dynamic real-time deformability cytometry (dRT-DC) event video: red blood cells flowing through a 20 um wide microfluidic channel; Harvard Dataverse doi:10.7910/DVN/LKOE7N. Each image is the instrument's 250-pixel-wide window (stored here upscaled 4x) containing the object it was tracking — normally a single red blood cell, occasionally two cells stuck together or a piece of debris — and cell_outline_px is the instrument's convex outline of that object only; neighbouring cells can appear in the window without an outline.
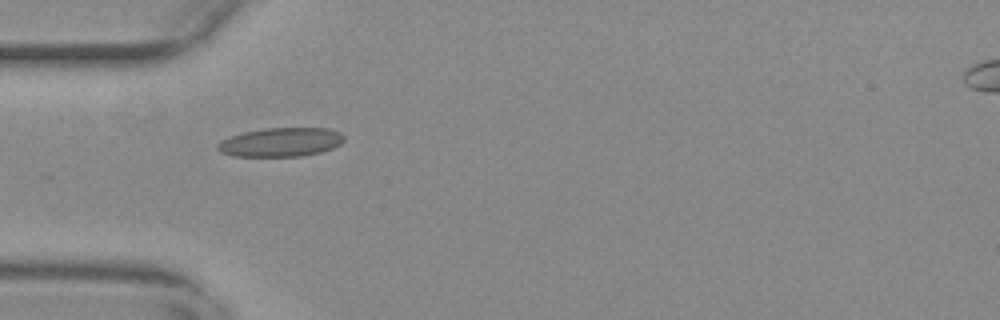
{"species": "common noctule bat (a hibernating species)", "species_latin": "Nyctalus noctula", "temperature_condition": "warm", "stored_images_in_passage": 40, "camera_frame_rate_fps": 3000, "um_per_image_px": 0.085, "animal": {"sex": "female", "body_mass_g": 29.2, "forearm_length_mm": 56.3}, "frame": {"image": 1, "passage_image": 1, "time_ms": 0.0, "image_size_px": [1000, 320], "cell_outline_px": [[344, 140], [340, 144], [332, 148], [320, 152], [304, 156], [232, 156], [220, 152], [216, 148], [216, 144], [220, 140], [228, 136], [244, 132], [264, 128], [328, 128], [340, 132], [344, 136]], "centroid_in_image_um": [23.83, 12.08], "position_along_channel_um": 61.2, "area_um2": 21.5}}
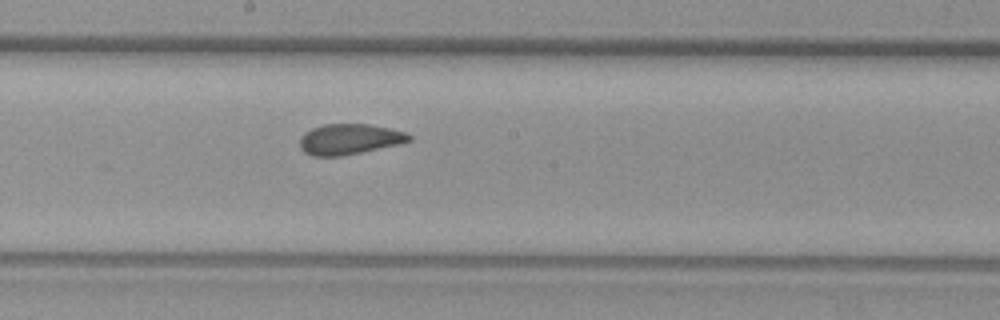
{"frame": {"image": 2, "passage_image": 14, "time_ms": 4.333, "image_size_px": [1000, 320], "cell_outline_px": [[412, 140], [400, 144], [340, 156], [312, 156], [304, 152], [300, 148], [300, 136], [304, 132], [312, 128], [324, 124], [368, 124], [408, 132], [412, 136]], "centroid_in_image_um": [29.7, 11.82], "position_along_channel_um": 218.5, "area_um2": 19.54}}
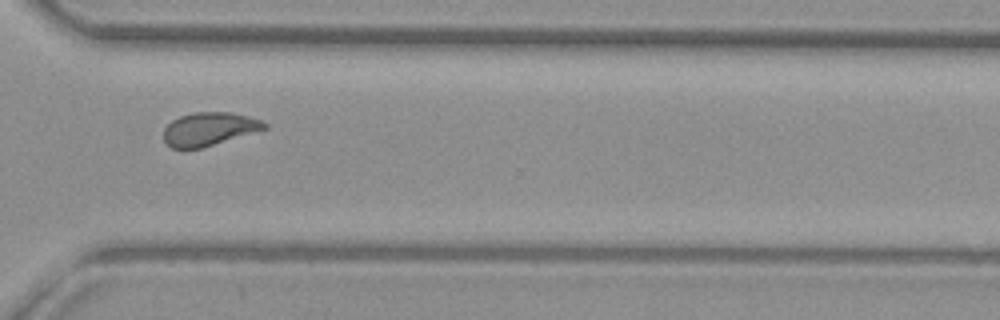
{"frame": {"image": 3, "passage_image": 25, "time_ms": 8.0, "image_size_px": [1000, 320], "cell_outline_px": [[268, 128], [200, 148], [172, 148], [164, 144], [164, 128], [172, 120], [180, 116], [196, 112], [232, 112], [248, 116], [260, 120], [268, 124]], "centroid_in_image_um": [17.76, 10.96], "position_along_channel_um": 352.8, "area_um2": 19.42}, "authors_computed_cell_mechanics": {"area_um2": 20.0566, "velocity_mm_per_s": 3.6631, "shape_relaxation_time_tau1_ms": null, "shape_relaxation_time_tau2_ms": 1.1939, "deformation_change_tau1": null, "deformation_change_tau2": 0.0539}}